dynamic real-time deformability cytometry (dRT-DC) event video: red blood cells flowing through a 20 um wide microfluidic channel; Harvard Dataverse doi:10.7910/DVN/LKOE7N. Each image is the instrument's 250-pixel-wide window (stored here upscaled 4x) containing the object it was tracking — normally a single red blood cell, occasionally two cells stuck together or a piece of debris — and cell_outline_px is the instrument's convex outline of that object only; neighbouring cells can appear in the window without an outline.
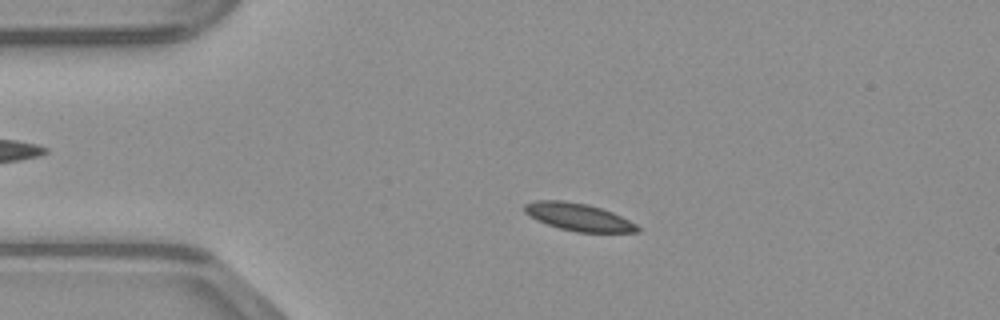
{"species": "common noctule bat (a hibernating species)", "species_latin": "Nyctalus noctula", "temperature_condition": "warm", "stored_images_in_passage": 42, "camera_frame_rate_fps": 3000, "um_per_image_px": 0.085, "animal": {"sex": "male", "body_mass_g": 23.1, "forearm_length_mm": 52.7}, "frame": {"image": 1, "passage_image": 4, "time_ms": 1.0, "image_size_px": [1000, 320], "cell_outline_px": [[640, 232], [576, 232], [560, 228], [536, 220], [528, 216], [524, 212], [524, 204], [536, 200], [564, 200], [588, 204], [612, 212], [636, 224], [640, 228]], "centroid_in_image_um": [49.13, 18.44], "position_along_channel_um": 35.9, "area_um2": 18.09}}
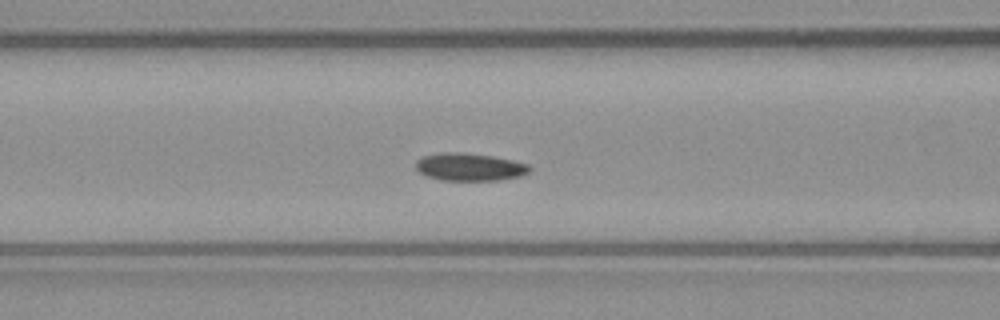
{"frame": {"image": 2, "passage_image": 13, "time_ms": 4.0, "image_size_px": [1000, 320], "cell_outline_px": [[532, 168], [528, 172], [520, 176], [500, 180], [440, 180], [428, 176], [420, 172], [416, 168], [416, 160], [424, 156], [444, 152], [456, 152], [492, 156], [512, 160], [528, 164]], "centroid_in_image_um": [39.93, 14.19], "position_along_channel_um": 126.7, "area_um2": 18.15}}
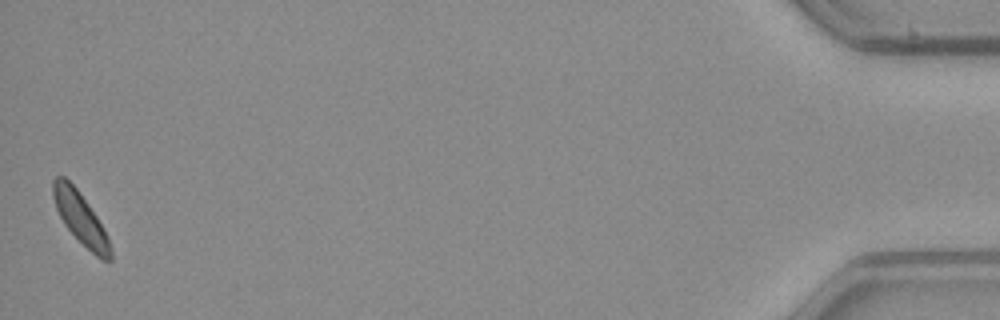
{"frame": {"image": 3, "passage_image": 42, "time_ms": 13.667, "image_size_px": [1000, 320], "cell_outline_px": [[112, 260], [104, 260], [96, 256], [64, 224], [56, 208], [52, 196], [52, 180], [56, 176], [64, 176], [76, 188], [96, 216], [108, 236], [112, 252]], "centroid_in_image_um": [6.83, 18.53], "position_along_channel_um": 428.4, "area_um2": 16.82}}